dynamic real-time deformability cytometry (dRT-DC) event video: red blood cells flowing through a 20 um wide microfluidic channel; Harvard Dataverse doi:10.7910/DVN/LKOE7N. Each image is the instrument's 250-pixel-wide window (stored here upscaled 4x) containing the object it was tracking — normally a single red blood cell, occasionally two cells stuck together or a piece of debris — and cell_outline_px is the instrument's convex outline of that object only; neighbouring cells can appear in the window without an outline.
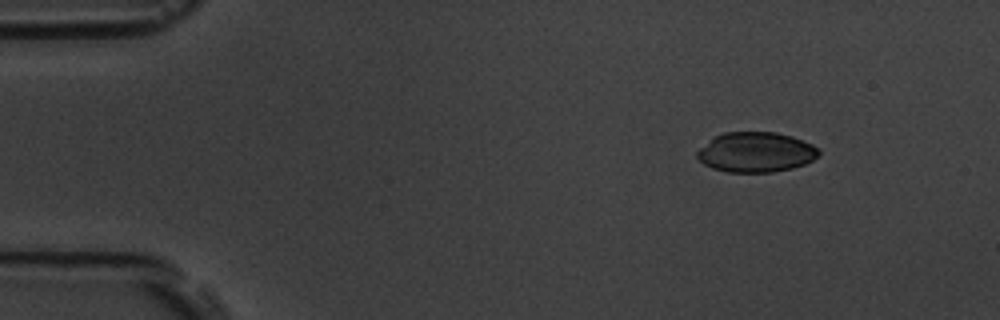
{"species": "common noctule bat (a hibernating species)", "species_latin": "Nyctalus noctula", "temperature_condition": "room temperature", "stored_images_in_passage": 5, "camera_frame_rate_fps": 3000, "um_per_image_px": 0.085, "animal": {"sex": "male", "body_mass_g": 19.5, "forearm_length_mm": 54.6}, "frame": {"image": 1, "passage_image": 1, "time_ms": 0.0, "image_size_px": [1000, 320], "cell_outline_px": [[820, 156], [804, 164], [792, 168], [772, 172], [728, 172], [712, 168], [704, 164], [696, 156], [696, 152], [700, 148], [716, 136], [724, 132], [776, 132], [792, 136], [812, 144], [820, 148]], "centroid_in_image_um": [64.28, 12.93], "position_along_channel_um": 20.7, "area_um2": 28.38}}
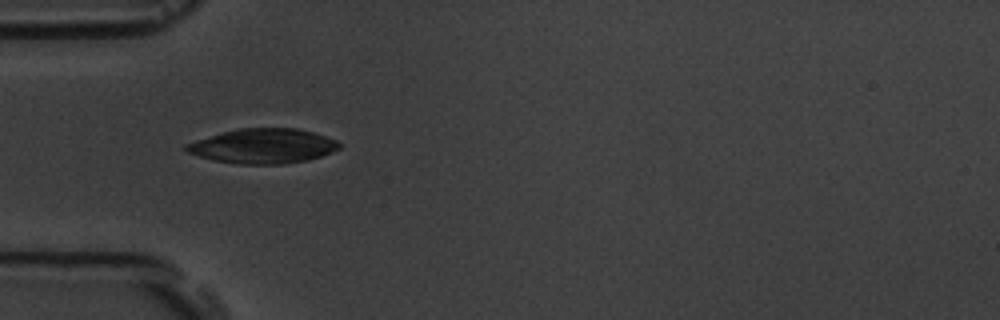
{"frame": {"image": 2, "passage_image": 4, "time_ms": 1.0, "image_size_px": [1000, 320], "cell_outline_px": [[340, 148], [320, 156], [308, 160], [284, 164], [240, 164], [212, 160], [188, 152], [184, 148], [184, 144], [196, 140], [224, 132], [240, 128], [296, 128], [312, 132], [336, 140], [340, 144]], "centroid_in_image_um": [22.35, 12.42], "position_along_channel_um": 62.6, "area_um2": 30.69}}
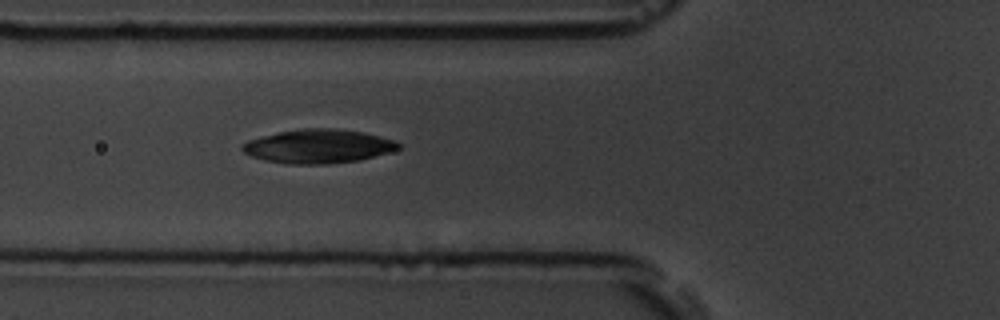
{"frame": {"image": 3, "passage_image": 5, "time_ms": 1.333, "image_size_px": [1000, 320], "cell_outline_px": [[404, 148], [360, 160], [328, 164], [288, 164], [264, 160], [252, 156], [244, 152], [240, 148], [248, 140], [280, 132], [304, 128], [336, 128], [364, 132], [396, 140]], "centroid_in_image_um": [27.12, 12.43], "position_along_channel_um": 98.7, "area_um2": 30.87}}